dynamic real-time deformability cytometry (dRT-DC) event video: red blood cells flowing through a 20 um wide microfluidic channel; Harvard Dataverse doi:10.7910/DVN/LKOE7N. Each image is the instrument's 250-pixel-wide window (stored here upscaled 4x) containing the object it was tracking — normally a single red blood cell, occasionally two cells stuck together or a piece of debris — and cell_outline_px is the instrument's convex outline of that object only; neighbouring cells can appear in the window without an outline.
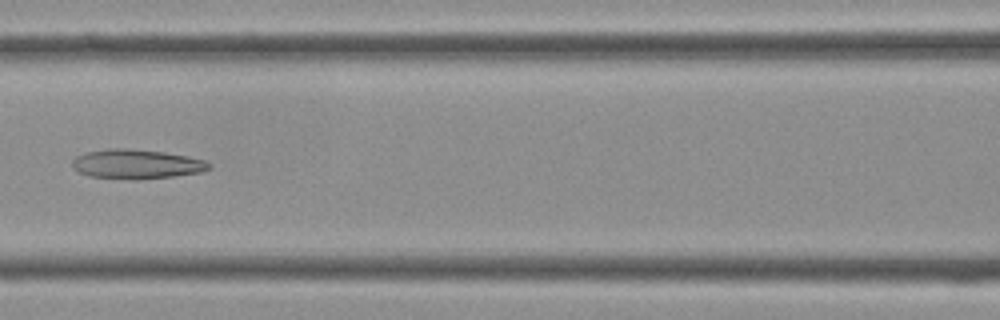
{"species": "Egyptian fruit bat (a non-hibernating species)", "species_latin": "Rousettus aegyptiacus", "temperature_condition": "cold", "stored_images_in_passage": 41, "camera_frame_rate_fps": 3000, "um_per_image_px": 0.085, "frame": {"image": 1, "passage_image": 18, "time_ms": 5.667, "image_size_px": [1000, 320], "cell_outline_px": [[212, 168], [200, 172], [172, 176], [140, 180], [136, 180], [88, 176], [72, 168], [72, 160], [76, 156], [88, 152], [108, 148], [124, 148], [164, 152], [188, 156], [204, 160], [212, 164]], "centroid_in_image_um": [11.61, 13.95], "position_along_channel_um": 155.0, "area_um2": 23.52}}
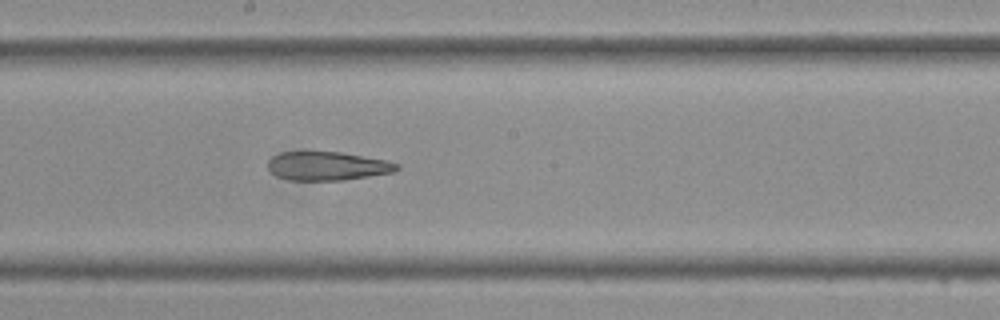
{"frame": {"image": 2, "passage_image": 22, "time_ms": 7.0, "image_size_px": [1000, 320], "cell_outline_px": [[400, 168], [392, 172], [344, 180], [288, 180], [276, 176], [268, 168], [268, 160], [272, 156], [280, 152], [340, 152], [388, 160], [400, 164]], "centroid_in_image_um": [27.83, 14.11], "position_along_channel_um": 220.4, "area_um2": 21.56}}
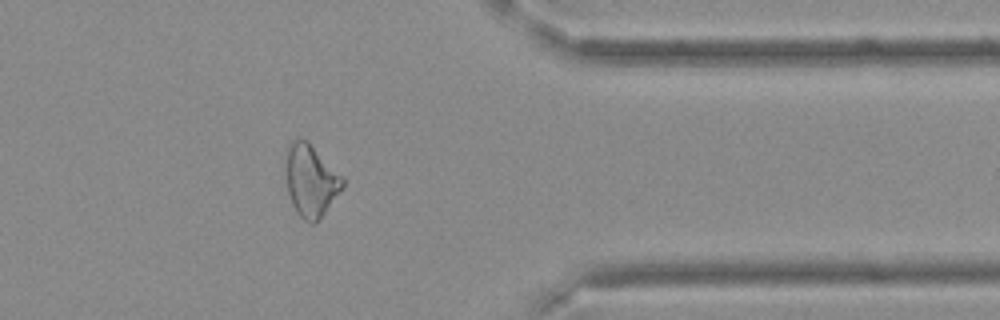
{"frame": {"image": 3, "passage_image": 33, "time_ms": 10.667, "image_size_px": [1000, 320], "cell_outline_px": [[344, 188], [316, 224], [312, 224], [304, 220], [296, 212], [292, 204], [288, 192], [284, 168], [284, 152], [288, 144], [296, 136], [308, 140], [344, 176]], "centroid_in_image_um": [26.4, 15.29], "position_along_channel_um": 385.0, "area_um2": 24.97}}